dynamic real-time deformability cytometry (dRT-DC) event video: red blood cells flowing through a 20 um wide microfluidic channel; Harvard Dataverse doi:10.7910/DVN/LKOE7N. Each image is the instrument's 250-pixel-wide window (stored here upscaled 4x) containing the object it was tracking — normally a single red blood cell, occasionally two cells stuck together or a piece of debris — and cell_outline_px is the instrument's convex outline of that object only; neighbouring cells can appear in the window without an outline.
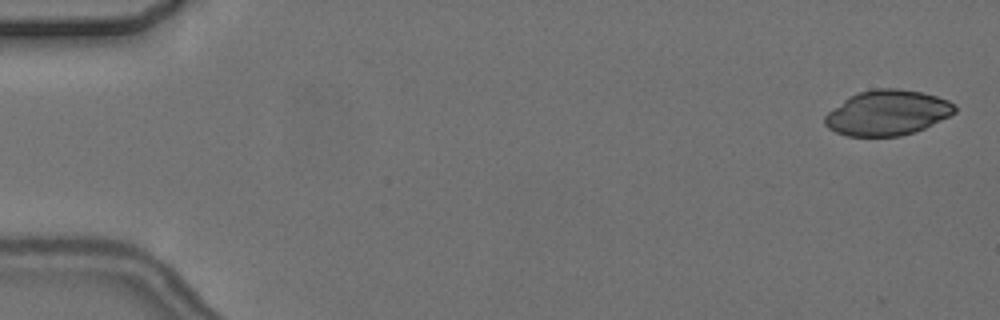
{"species": "common noctule bat (a hibernating species)", "species_latin": "Nyctalus noctula", "temperature_condition": "cold", "stored_images_in_passage": 4, "camera_frame_rate_fps": 3000, "um_per_image_px": 0.085, "animal": {"sex": "female", "body_mass_g": 24.6, "forearm_length_mm": 56.2}, "frame": {"image": 1, "passage_image": 1, "time_ms": 0.0, "image_size_px": [1000, 320], "cell_outline_px": [[956, 112], [916, 132], [900, 136], [848, 136], [836, 132], [828, 128], [824, 124], [824, 116], [828, 112], [848, 96], [860, 92], [876, 88], [900, 88], [920, 92], [936, 96], [948, 100], [956, 104]], "centroid_in_image_um": [75.41, 9.58], "position_along_channel_um": 9.6, "area_um2": 34.22}}